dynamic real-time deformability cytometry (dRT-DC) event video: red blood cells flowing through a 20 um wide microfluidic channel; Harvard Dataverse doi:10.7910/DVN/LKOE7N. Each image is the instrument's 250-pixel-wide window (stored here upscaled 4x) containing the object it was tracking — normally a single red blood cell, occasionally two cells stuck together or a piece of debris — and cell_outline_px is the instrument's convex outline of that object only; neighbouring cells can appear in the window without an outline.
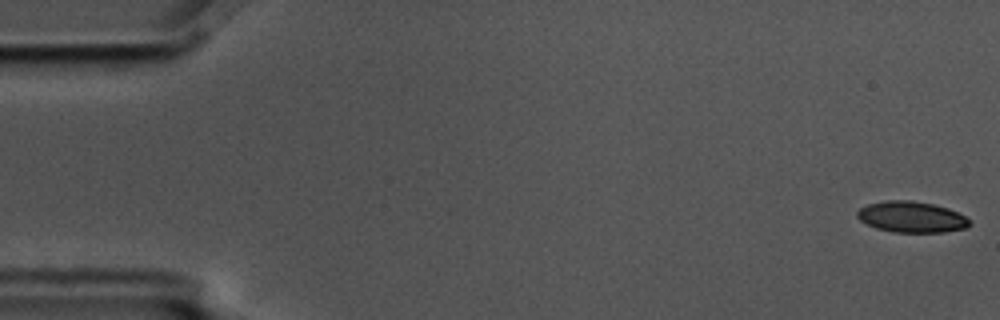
{"species": "common noctule bat (a hibernating species)", "species_latin": "Nyctalus noctula", "temperature_condition": "cold", "stored_images_in_passage": 5, "segment_of_instrument_passage": [2, 2], "camera_frame_rate_fps": 3000, "um_per_image_px": 0.085, "animal": {"sex": "male", "body_mass_g": 17.5, "forearm_length_mm": 52.3}, "frame": {"image": 1, "passage_image": 5, "time_ms": 1.333, "image_size_px": [1000, 320], "cell_outline_px": [[968, 224], [964, 228], [944, 232], [892, 232], [876, 228], [860, 220], [856, 216], [856, 212], [860, 208], [868, 204], [884, 200], [912, 200], [932, 204], [948, 208], [964, 216], [968, 220]], "centroid_in_image_um": [77.42, 18.43], "position_along_channel_um": 7.6, "area_um2": 20.11}}